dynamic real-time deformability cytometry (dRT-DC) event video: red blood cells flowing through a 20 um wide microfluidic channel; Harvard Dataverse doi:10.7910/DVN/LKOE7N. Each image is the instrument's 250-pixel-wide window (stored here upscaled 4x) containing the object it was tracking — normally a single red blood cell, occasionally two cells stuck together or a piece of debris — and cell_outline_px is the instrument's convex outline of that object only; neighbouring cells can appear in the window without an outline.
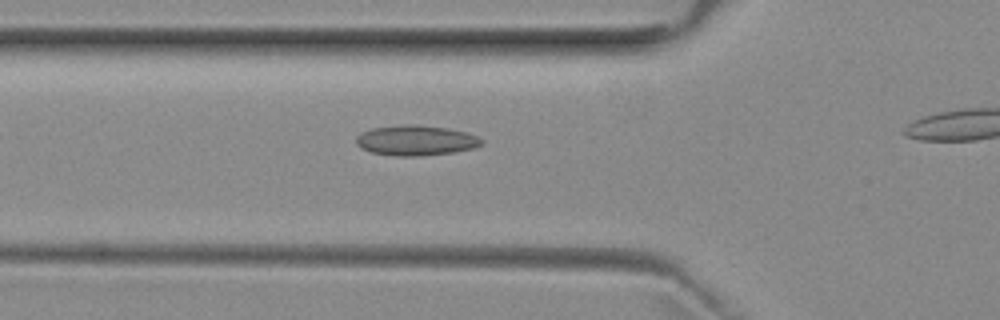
{"species": "common noctule bat (a hibernating species)", "species_latin": "Nyctalus noctula", "temperature_condition": "room temperature", "stored_images_in_passage": 28, "camera_frame_rate_fps": 3000, "um_per_image_px": 0.085, "animal": {"sex": "female", "body_mass_g": 29.2, "forearm_length_mm": 56.3}, "frame": {"image": 1, "passage_image": 4, "time_ms": 1.0, "image_size_px": [1000, 320], "cell_outline_px": [[484, 140], [480, 144], [472, 148], [452, 152], [420, 156], [392, 156], [372, 152], [360, 148], [356, 144], [356, 136], [360, 132], [372, 128], [404, 124], [416, 124], [448, 128], [468, 132]], "centroid_in_image_um": [35.3, 11.92], "position_along_channel_um": 90.5, "area_um2": 22.2}}
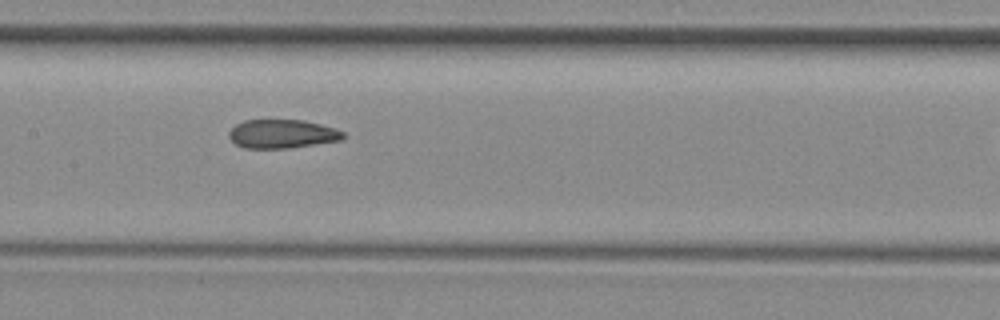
{"frame": {"image": 2, "passage_image": 11, "time_ms": 3.333, "image_size_px": [1000, 320], "cell_outline_px": [[344, 136], [340, 140], [288, 148], [244, 148], [236, 144], [228, 136], [228, 132], [236, 124], [244, 120], [304, 120], [336, 128], [344, 132]], "centroid_in_image_um": [23.96, 11.37], "position_along_channel_um": 183.4, "area_um2": 19.02}}
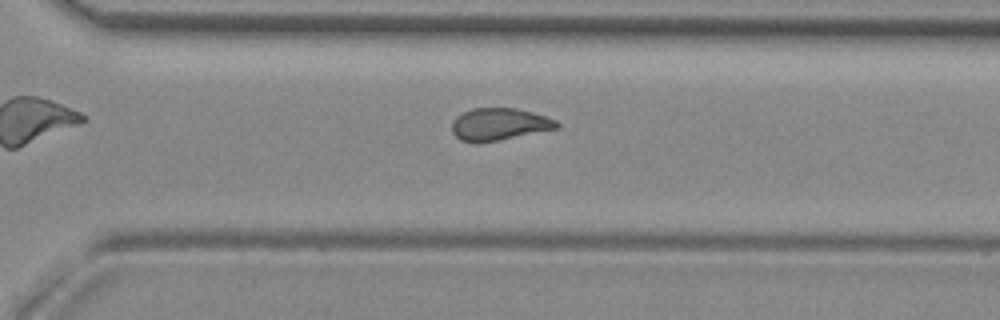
{"frame": {"image": 3, "passage_image": 22, "time_ms": 7.0, "image_size_px": [1000, 320], "cell_outline_px": [[560, 124], [556, 128], [476, 144], [460, 140], [452, 132], [452, 120], [456, 116], [472, 108], [516, 108], [532, 112], [556, 120]], "centroid_in_image_um": [42.37, 10.56], "position_along_channel_um": 328.2, "area_um2": 19.48}}